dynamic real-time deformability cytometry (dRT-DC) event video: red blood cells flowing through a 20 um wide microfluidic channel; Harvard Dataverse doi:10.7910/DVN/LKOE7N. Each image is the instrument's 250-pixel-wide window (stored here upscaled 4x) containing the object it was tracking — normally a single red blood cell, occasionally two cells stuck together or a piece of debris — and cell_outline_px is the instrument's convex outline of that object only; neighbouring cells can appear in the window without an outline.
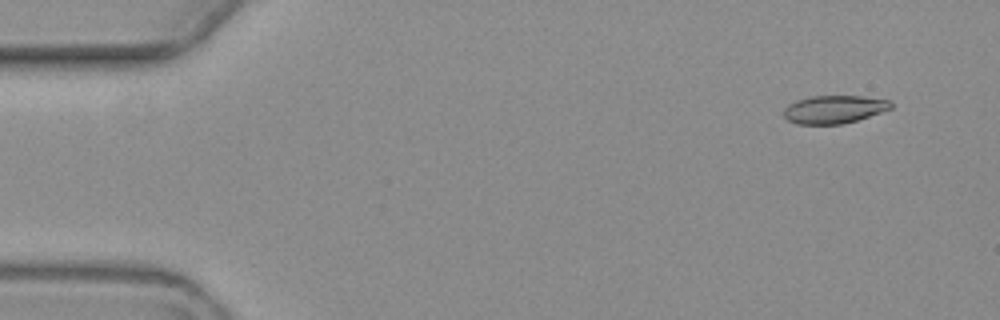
{"species": "common noctule bat (a hibernating species)", "species_latin": "Nyctalus noctula", "temperature_condition": "warm", "stored_images_in_passage": 8, "camera_frame_rate_fps": 3000, "um_per_image_px": 0.085, "animal": {"sex": "female", "body_mass_g": 19.3, "forearm_length_mm": 54.1}, "frame": {"image": 1, "passage_image": 2, "time_ms": 1.0, "image_size_px": [1000, 320], "cell_outline_px": [[892, 108], [856, 120], [840, 124], [796, 124], [788, 120], [784, 116], [784, 108], [788, 104], [796, 100], [812, 96], [860, 96], [888, 100], [892, 104]], "centroid_in_image_um": [70.85, 9.29], "position_along_channel_um": 14.1, "area_um2": 17.28}}
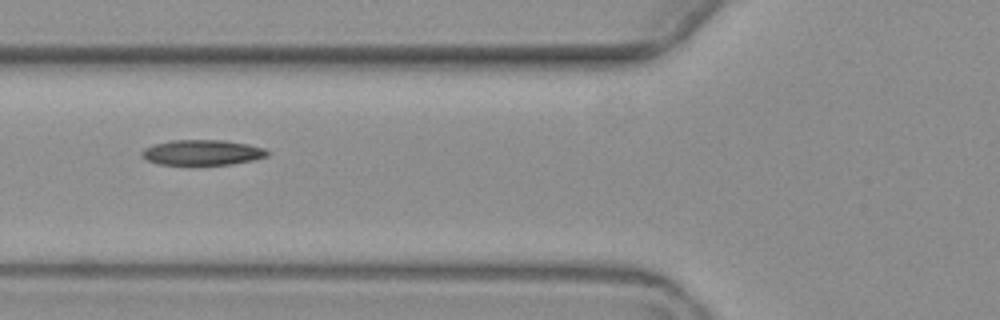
{"frame": {"image": 2, "passage_image": 6, "time_ms": 7.0, "image_size_px": [1000, 320], "cell_outline_px": [[268, 156], [252, 160], [232, 164], [156, 164], [140, 156], [140, 152], [144, 148], [152, 144], [172, 140], [224, 140], [248, 144], [264, 148], [268, 152]], "centroid_in_image_um": [17.15, 12.95], "position_along_channel_um": 108.6, "area_um2": 18.5}}
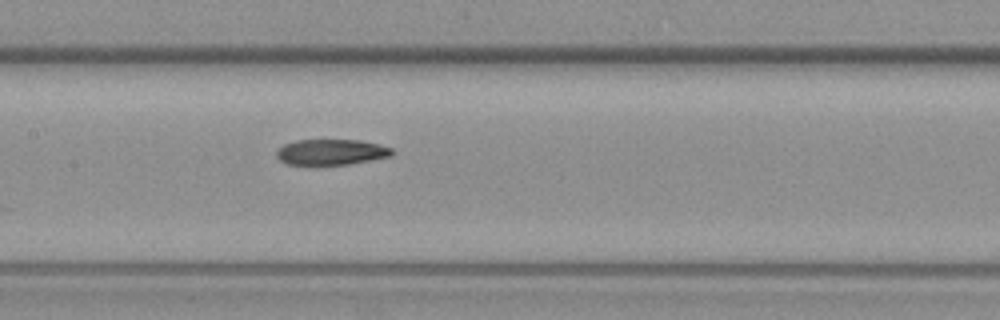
{"frame": {"image": 3, "passage_image": 8, "time_ms": 9.0, "image_size_px": [1000, 320], "cell_outline_px": [[392, 156], [348, 164], [288, 164], [280, 160], [276, 156], [276, 152], [284, 144], [296, 140], [360, 140], [380, 144], [392, 148]], "centroid_in_image_um": [28.17, 12.91], "position_along_channel_um": 179.2, "area_um2": 17.11}}